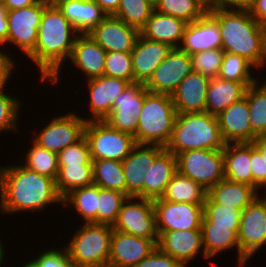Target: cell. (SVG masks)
Masks as SVG:
<instances>
[{"instance_id":"33","label":"cell","mask_w":266,"mask_h":267,"mask_svg":"<svg viewBox=\"0 0 266 267\" xmlns=\"http://www.w3.org/2000/svg\"><path fill=\"white\" fill-rule=\"evenodd\" d=\"M208 191L199 183L180 174H174L161 199L172 202L204 204Z\"/></svg>"},{"instance_id":"32","label":"cell","mask_w":266,"mask_h":267,"mask_svg":"<svg viewBox=\"0 0 266 267\" xmlns=\"http://www.w3.org/2000/svg\"><path fill=\"white\" fill-rule=\"evenodd\" d=\"M258 190L244 183L221 180L212 186L207 195L215 202L228 207L242 210L251 204L258 196Z\"/></svg>"},{"instance_id":"26","label":"cell","mask_w":266,"mask_h":267,"mask_svg":"<svg viewBox=\"0 0 266 267\" xmlns=\"http://www.w3.org/2000/svg\"><path fill=\"white\" fill-rule=\"evenodd\" d=\"M80 34H88L107 14L93 0H52Z\"/></svg>"},{"instance_id":"58","label":"cell","mask_w":266,"mask_h":267,"mask_svg":"<svg viewBox=\"0 0 266 267\" xmlns=\"http://www.w3.org/2000/svg\"><path fill=\"white\" fill-rule=\"evenodd\" d=\"M4 245H3V243L1 242V240H0V267L3 265V259H5L4 258V256L6 255L4 252H6L5 250H4V247H3ZM2 264V265H1Z\"/></svg>"},{"instance_id":"23","label":"cell","mask_w":266,"mask_h":267,"mask_svg":"<svg viewBox=\"0 0 266 267\" xmlns=\"http://www.w3.org/2000/svg\"><path fill=\"white\" fill-rule=\"evenodd\" d=\"M217 118L221 136L226 144L252 143V127L246 97L231 104Z\"/></svg>"},{"instance_id":"3","label":"cell","mask_w":266,"mask_h":267,"mask_svg":"<svg viewBox=\"0 0 266 267\" xmlns=\"http://www.w3.org/2000/svg\"><path fill=\"white\" fill-rule=\"evenodd\" d=\"M208 12L219 22L224 52L244 57L256 70L265 68L266 27L248 9L209 7Z\"/></svg>"},{"instance_id":"1","label":"cell","mask_w":266,"mask_h":267,"mask_svg":"<svg viewBox=\"0 0 266 267\" xmlns=\"http://www.w3.org/2000/svg\"><path fill=\"white\" fill-rule=\"evenodd\" d=\"M63 204L56 181L22 165L0 166V210L4 214L42 211Z\"/></svg>"},{"instance_id":"21","label":"cell","mask_w":266,"mask_h":267,"mask_svg":"<svg viewBox=\"0 0 266 267\" xmlns=\"http://www.w3.org/2000/svg\"><path fill=\"white\" fill-rule=\"evenodd\" d=\"M179 49L189 55L220 49L222 37L219 22L207 11L201 18L188 23Z\"/></svg>"},{"instance_id":"6","label":"cell","mask_w":266,"mask_h":267,"mask_svg":"<svg viewBox=\"0 0 266 267\" xmlns=\"http://www.w3.org/2000/svg\"><path fill=\"white\" fill-rule=\"evenodd\" d=\"M64 246L71 262L92 267L108 266L113 228L107 224L83 223Z\"/></svg>"},{"instance_id":"12","label":"cell","mask_w":266,"mask_h":267,"mask_svg":"<svg viewBox=\"0 0 266 267\" xmlns=\"http://www.w3.org/2000/svg\"><path fill=\"white\" fill-rule=\"evenodd\" d=\"M148 93L145 84L130 83L114 100L110 114L103 121L110 127L135 137L139 115Z\"/></svg>"},{"instance_id":"51","label":"cell","mask_w":266,"mask_h":267,"mask_svg":"<svg viewBox=\"0 0 266 267\" xmlns=\"http://www.w3.org/2000/svg\"><path fill=\"white\" fill-rule=\"evenodd\" d=\"M7 54L0 50V91L6 88L7 81L10 80L15 68V61Z\"/></svg>"},{"instance_id":"4","label":"cell","mask_w":266,"mask_h":267,"mask_svg":"<svg viewBox=\"0 0 266 267\" xmlns=\"http://www.w3.org/2000/svg\"><path fill=\"white\" fill-rule=\"evenodd\" d=\"M225 145L217 116L204 111L177 113L165 149L176 156L195 149L223 150Z\"/></svg>"},{"instance_id":"8","label":"cell","mask_w":266,"mask_h":267,"mask_svg":"<svg viewBox=\"0 0 266 267\" xmlns=\"http://www.w3.org/2000/svg\"><path fill=\"white\" fill-rule=\"evenodd\" d=\"M177 171L207 191L225 179L223 150L195 149L176 155Z\"/></svg>"},{"instance_id":"29","label":"cell","mask_w":266,"mask_h":267,"mask_svg":"<svg viewBox=\"0 0 266 267\" xmlns=\"http://www.w3.org/2000/svg\"><path fill=\"white\" fill-rule=\"evenodd\" d=\"M225 179L253 187L251 143H229L223 149Z\"/></svg>"},{"instance_id":"30","label":"cell","mask_w":266,"mask_h":267,"mask_svg":"<svg viewBox=\"0 0 266 267\" xmlns=\"http://www.w3.org/2000/svg\"><path fill=\"white\" fill-rule=\"evenodd\" d=\"M177 172L176 156L164 149L149 166L148 183H144V199L161 198L167 184Z\"/></svg>"},{"instance_id":"20","label":"cell","mask_w":266,"mask_h":267,"mask_svg":"<svg viewBox=\"0 0 266 267\" xmlns=\"http://www.w3.org/2000/svg\"><path fill=\"white\" fill-rule=\"evenodd\" d=\"M157 232V247L184 267H187L186 265L201 252V249L205 258L201 229Z\"/></svg>"},{"instance_id":"31","label":"cell","mask_w":266,"mask_h":267,"mask_svg":"<svg viewBox=\"0 0 266 267\" xmlns=\"http://www.w3.org/2000/svg\"><path fill=\"white\" fill-rule=\"evenodd\" d=\"M201 235L204 247L205 258H213L219 253L237 249V263L240 262V246L238 243L239 227L214 226V223H202Z\"/></svg>"},{"instance_id":"61","label":"cell","mask_w":266,"mask_h":267,"mask_svg":"<svg viewBox=\"0 0 266 267\" xmlns=\"http://www.w3.org/2000/svg\"><path fill=\"white\" fill-rule=\"evenodd\" d=\"M150 2L153 6H156V4L159 2V0H147Z\"/></svg>"},{"instance_id":"24","label":"cell","mask_w":266,"mask_h":267,"mask_svg":"<svg viewBox=\"0 0 266 267\" xmlns=\"http://www.w3.org/2000/svg\"><path fill=\"white\" fill-rule=\"evenodd\" d=\"M210 78L191 71L172 93L177 113L204 112L207 102V88Z\"/></svg>"},{"instance_id":"40","label":"cell","mask_w":266,"mask_h":267,"mask_svg":"<svg viewBox=\"0 0 266 267\" xmlns=\"http://www.w3.org/2000/svg\"><path fill=\"white\" fill-rule=\"evenodd\" d=\"M253 68L255 69L244 57L225 52L218 77L241 83H255L260 78L252 75Z\"/></svg>"},{"instance_id":"16","label":"cell","mask_w":266,"mask_h":267,"mask_svg":"<svg viewBox=\"0 0 266 267\" xmlns=\"http://www.w3.org/2000/svg\"><path fill=\"white\" fill-rule=\"evenodd\" d=\"M165 148L159 145L137 144L122 161L128 197L144 198V183H148L149 166Z\"/></svg>"},{"instance_id":"53","label":"cell","mask_w":266,"mask_h":267,"mask_svg":"<svg viewBox=\"0 0 266 267\" xmlns=\"http://www.w3.org/2000/svg\"><path fill=\"white\" fill-rule=\"evenodd\" d=\"M248 10L258 23L266 27V0H255Z\"/></svg>"},{"instance_id":"18","label":"cell","mask_w":266,"mask_h":267,"mask_svg":"<svg viewBox=\"0 0 266 267\" xmlns=\"http://www.w3.org/2000/svg\"><path fill=\"white\" fill-rule=\"evenodd\" d=\"M158 240L137 237L113 230L111 236L110 267H135L157 247Z\"/></svg>"},{"instance_id":"9","label":"cell","mask_w":266,"mask_h":267,"mask_svg":"<svg viewBox=\"0 0 266 267\" xmlns=\"http://www.w3.org/2000/svg\"><path fill=\"white\" fill-rule=\"evenodd\" d=\"M50 3L39 0L36 4L16 10H7V42L15 45L28 56L36 46L38 29L44 8Z\"/></svg>"},{"instance_id":"19","label":"cell","mask_w":266,"mask_h":267,"mask_svg":"<svg viewBox=\"0 0 266 267\" xmlns=\"http://www.w3.org/2000/svg\"><path fill=\"white\" fill-rule=\"evenodd\" d=\"M87 80L90 118L87 121H103L111 112L114 100L127 88L129 81L109 76H98Z\"/></svg>"},{"instance_id":"22","label":"cell","mask_w":266,"mask_h":267,"mask_svg":"<svg viewBox=\"0 0 266 267\" xmlns=\"http://www.w3.org/2000/svg\"><path fill=\"white\" fill-rule=\"evenodd\" d=\"M173 48L158 41L139 35L132 54L134 82L146 84L154 70L168 56Z\"/></svg>"},{"instance_id":"11","label":"cell","mask_w":266,"mask_h":267,"mask_svg":"<svg viewBox=\"0 0 266 267\" xmlns=\"http://www.w3.org/2000/svg\"><path fill=\"white\" fill-rule=\"evenodd\" d=\"M258 196L241 214L238 231L240 262L250 260L266 245V198Z\"/></svg>"},{"instance_id":"28","label":"cell","mask_w":266,"mask_h":267,"mask_svg":"<svg viewBox=\"0 0 266 267\" xmlns=\"http://www.w3.org/2000/svg\"><path fill=\"white\" fill-rule=\"evenodd\" d=\"M252 84L224 80L219 77L210 78L206 93L205 111L218 116L231 104L245 97L247 87Z\"/></svg>"},{"instance_id":"60","label":"cell","mask_w":266,"mask_h":267,"mask_svg":"<svg viewBox=\"0 0 266 267\" xmlns=\"http://www.w3.org/2000/svg\"><path fill=\"white\" fill-rule=\"evenodd\" d=\"M22 267H37L36 264L31 260L27 261V264L23 265Z\"/></svg>"},{"instance_id":"49","label":"cell","mask_w":266,"mask_h":267,"mask_svg":"<svg viewBox=\"0 0 266 267\" xmlns=\"http://www.w3.org/2000/svg\"><path fill=\"white\" fill-rule=\"evenodd\" d=\"M251 172L253 177V187L259 190L266 185V163L261 153L251 143Z\"/></svg>"},{"instance_id":"47","label":"cell","mask_w":266,"mask_h":267,"mask_svg":"<svg viewBox=\"0 0 266 267\" xmlns=\"http://www.w3.org/2000/svg\"><path fill=\"white\" fill-rule=\"evenodd\" d=\"M57 155L59 165L92 164L90 147L85 136L76 143L67 146Z\"/></svg>"},{"instance_id":"27","label":"cell","mask_w":266,"mask_h":267,"mask_svg":"<svg viewBox=\"0 0 266 267\" xmlns=\"http://www.w3.org/2000/svg\"><path fill=\"white\" fill-rule=\"evenodd\" d=\"M187 24L179 18L154 10L140 29V35L152 41L166 43L172 48H179Z\"/></svg>"},{"instance_id":"42","label":"cell","mask_w":266,"mask_h":267,"mask_svg":"<svg viewBox=\"0 0 266 267\" xmlns=\"http://www.w3.org/2000/svg\"><path fill=\"white\" fill-rule=\"evenodd\" d=\"M127 198L128 196L120 191L99 187L97 223L113 226Z\"/></svg>"},{"instance_id":"36","label":"cell","mask_w":266,"mask_h":267,"mask_svg":"<svg viewBox=\"0 0 266 267\" xmlns=\"http://www.w3.org/2000/svg\"><path fill=\"white\" fill-rule=\"evenodd\" d=\"M92 166L95 185L126 194V180L121 161L111 159L92 160Z\"/></svg>"},{"instance_id":"48","label":"cell","mask_w":266,"mask_h":267,"mask_svg":"<svg viewBox=\"0 0 266 267\" xmlns=\"http://www.w3.org/2000/svg\"><path fill=\"white\" fill-rule=\"evenodd\" d=\"M50 249L43 251L34 260L31 259L37 267H67L71 262L67 249L63 246L61 249Z\"/></svg>"},{"instance_id":"38","label":"cell","mask_w":266,"mask_h":267,"mask_svg":"<svg viewBox=\"0 0 266 267\" xmlns=\"http://www.w3.org/2000/svg\"><path fill=\"white\" fill-rule=\"evenodd\" d=\"M209 9L206 0H159L155 10L186 23H191L201 18Z\"/></svg>"},{"instance_id":"56","label":"cell","mask_w":266,"mask_h":267,"mask_svg":"<svg viewBox=\"0 0 266 267\" xmlns=\"http://www.w3.org/2000/svg\"><path fill=\"white\" fill-rule=\"evenodd\" d=\"M7 10H16L36 4L39 0H2Z\"/></svg>"},{"instance_id":"7","label":"cell","mask_w":266,"mask_h":267,"mask_svg":"<svg viewBox=\"0 0 266 267\" xmlns=\"http://www.w3.org/2000/svg\"><path fill=\"white\" fill-rule=\"evenodd\" d=\"M91 160L123 161L137 145L132 135L110 127L105 121H87L84 129Z\"/></svg>"},{"instance_id":"44","label":"cell","mask_w":266,"mask_h":267,"mask_svg":"<svg viewBox=\"0 0 266 267\" xmlns=\"http://www.w3.org/2000/svg\"><path fill=\"white\" fill-rule=\"evenodd\" d=\"M104 75L134 83L131 52H107Z\"/></svg>"},{"instance_id":"2","label":"cell","mask_w":266,"mask_h":267,"mask_svg":"<svg viewBox=\"0 0 266 267\" xmlns=\"http://www.w3.org/2000/svg\"><path fill=\"white\" fill-rule=\"evenodd\" d=\"M79 34L53 2L44 8L35 49L27 56L39 68L42 82L55 85L60 81L62 64L69 59Z\"/></svg>"},{"instance_id":"45","label":"cell","mask_w":266,"mask_h":267,"mask_svg":"<svg viewBox=\"0 0 266 267\" xmlns=\"http://www.w3.org/2000/svg\"><path fill=\"white\" fill-rule=\"evenodd\" d=\"M224 53L223 49L220 48L205 50L190 55L192 71L203 74L209 78L218 77Z\"/></svg>"},{"instance_id":"35","label":"cell","mask_w":266,"mask_h":267,"mask_svg":"<svg viewBox=\"0 0 266 267\" xmlns=\"http://www.w3.org/2000/svg\"><path fill=\"white\" fill-rule=\"evenodd\" d=\"M99 187L95 184L72 190L63 198L65 207H74L85 223H97Z\"/></svg>"},{"instance_id":"17","label":"cell","mask_w":266,"mask_h":267,"mask_svg":"<svg viewBox=\"0 0 266 267\" xmlns=\"http://www.w3.org/2000/svg\"><path fill=\"white\" fill-rule=\"evenodd\" d=\"M88 34L107 52H131L140 35V30L127 25L114 15H107Z\"/></svg>"},{"instance_id":"5","label":"cell","mask_w":266,"mask_h":267,"mask_svg":"<svg viewBox=\"0 0 266 267\" xmlns=\"http://www.w3.org/2000/svg\"><path fill=\"white\" fill-rule=\"evenodd\" d=\"M176 114L171 95L149 92L139 115L134 137L136 144L165 148L172 134Z\"/></svg>"},{"instance_id":"14","label":"cell","mask_w":266,"mask_h":267,"mask_svg":"<svg viewBox=\"0 0 266 267\" xmlns=\"http://www.w3.org/2000/svg\"><path fill=\"white\" fill-rule=\"evenodd\" d=\"M44 126L33 141L39 146L59 153L67 146L79 141L84 136L87 119L75 113L55 116Z\"/></svg>"},{"instance_id":"39","label":"cell","mask_w":266,"mask_h":267,"mask_svg":"<svg viewBox=\"0 0 266 267\" xmlns=\"http://www.w3.org/2000/svg\"><path fill=\"white\" fill-rule=\"evenodd\" d=\"M27 151L23 166L55 180L59 170L57 153L39 146L34 141Z\"/></svg>"},{"instance_id":"55","label":"cell","mask_w":266,"mask_h":267,"mask_svg":"<svg viewBox=\"0 0 266 267\" xmlns=\"http://www.w3.org/2000/svg\"><path fill=\"white\" fill-rule=\"evenodd\" d=\"M107 15H114L119 8L120 0H93Z\"/></svg>"},{"instance_id":"54","label":"cell","mask_w":266,"mask_h":267,"mask_svg":"<svg viewBox=\"0 0 266 267\" xmlns=\"http://www.w3.org/2000/svg\"><path fill=\"white\" fill-rule=\"evenodd\" d=\"M8 36L7 8L0 0V46L5 45Z\"/></svg>"},{"instance_id":"34","label":"cell","mask_w":266,"mask_h":267,"mask_svg":"<svg viewBox=\"0 0 266 267\" xmlns=\"http://www.w3.org/2000/svg\"><path fill=\"white\" fill-rule=\"evenodd\" d=\"M263 82L257 80L247 87L245 93L252 127V142L257 137L266 136V80Z\"/></svg>"},{"instance_id":"10","label":"cell","mask_w":266,"mask_h":267,"mask_svg":"<svg viewBox=\"0 0 266 267\" xmlns=\"http://www.w3.org/2000/svg\"><path fill=\"white\" fill-rule=\"evenodd\" d=\"M112 228L137 237L158 240L153 200L128 197Z\"/></svg>"},{"instance_id":"46","label":"cell","mask_w":266,"mask_h":267,"mask_svg":"<svg viewBox=\"0 0 266 267\" xmlns=\"http://www.w3.org/2000/svg\"><path fill=\"white\" fill-rule=\"evenodd\" d=\"M19 100L16 96L14 98L0 91V133L6 132L7 130L18 132L17 120L20 116V105H22Z\"/></svg>"},{"instance_id":"57","label":"cell","mask_w":266,"mask_h":267,"mask_svg":"<svg viewBox=\"0 0 266 267\" xmlns=\"http://www.w3.org/2000/svg\"><path fill=\"white\" fill-rule=\"evenodd\" d=\"M255 148L261 153L266 163V136L257 137L253 142Z\"/></svg>"},{"instance_id":"13","label":"cell","mask_w":266,"mask_h":267,"mask_svg":"<svg viewBox=\"0 0 266 267\" xmlns=\"http://www.w3.org/2000/svg\"><path fill=\"white\" fill-rule=\"evenodd\" d=\"M157 231L200 229L204 217V204L153 200Z\"/></svg>"},{"instance_id":"43","label":"cell","mask_w":266,"mask_h":267,"mask_svg":"<svg viewBox=\"0 0 266 267\" xmlns=\"http://www.w3.org/2000/svg\"><path fill=\"white\" fill-rule=\"evenodd\" d=\"M242 210L215 203L208 195L204 203L202 223H214V226L239 227Z\"/></svg>"},{"instance_id":"62","label":"cell","mask_w":266,"mask_h":267,"mask_svg":"<svg viewBox=\"0 0 266 267\" xmlns=\"http://www.w3.org/2000/svg\"><path fill=\"white\" fill-rule=\"evenodd\" d=\"M248 261L238 262V267H244ZM246 267V266H245Z\"/></svg>"},{"instance_id":"37","label":"cell","mask_w":266,"mask_h":267,"mask_svg":"<svg viewBox=\"0 0 266 267\" xmlns=\"http://www.w3.org/2000/svg\"><path fill=\"white\" fill-rule=\"evenodd\" d=\"M55 181L58 193L64 198L74 189L94 184L93 166L92 164L59 165Z\"/></svg>"},{"instance_id":"41","label":"cell","mask_w":266,"mask_h":267,"mask_svg":"<svg viewBox=\"0 0 266 267\" xmlns=\"http://www.w3.org/2000/svg\"><path fill=\"white\" fill-rule=\"evenodd\" d=\"M155 10L147 0H120L119 8L114 14L127 25L140 30Z\"/></svg>"},{"instance_id":"59","label":"cell","mask_w":266,"mask_h":267,"mask_svg":"<svg viewBox=\"0 0 266 267\" xmlns=\"http://www.w3.org/2000/svg\"><path fill=\"white\" fill-rule=\"evenodd\" d=\"M67 267H92V266L82 265V264H77V263H74V262H70Z\"/></svg>"},{"instance_id":"63","label":"cell","mask_w":266,"mask_h":267,"mask_svg":"<svg viewBox=\"0 0 266 267\" xmlns=\"http://www.w3.org/2000/svg\"><path fill=\"white\" fill-rule=\"evenodd\" d=\"M265 188H266V185L264 186ZM266 190H264V192H265ZM264 198H266V192H265V194H264V196H263Z\"/></svg>"},{"instance_id":"52","label":"cell","mask_w":266,"mask_h":267,"mask_svg":"<svg viewBox=\"0 0 266 267\" xmlns=\"http://www.w3.org/2000/svg\"><path fill=\"white\" fill-rule=\"evenodd\" d=\"M255 0H210L209 7L248 9Z\"/></svg>"},{"instance_id":"50","label":"cell","mask_w":266,"mask_h":267,"mask_svg":"<svg viewBox=\"0 0 266 267\" xmlns=\"http://www.w3.org/2000/svg\"><path fill=\"white\" fill-rule=\"evenodd\" d=\"M135 267H184L169 254L162 252L158 247Z\"/></svg>"},{"instance_id":"25","label":"cell","mask_w":266,"mask_h":267,"mask_svg":"<svg viewBox=\"0 0 266 267\" xmlns=\"http://www.w3.org/2000/svg\"><path fill=\"white\" fill-rule=\"evenodd\" d=\"M106 53L89 34H79L68 61L90 79L104 76Z\"/></svg>"},{"instance_id":"15","label":"cell","mask_w":266,"mask_h":267,"mask_svg":"<svg viewBox=\"0 0 266 267\" xmlns=\"http://www.w3.org/2000/svg\"><path fill=\"white\" fill-rule=\"evenodd\" d=\"M191 71V56L179 48H173L154 70L145 87L151 93L172 95Z\"/></svg>"}]
</instances>
